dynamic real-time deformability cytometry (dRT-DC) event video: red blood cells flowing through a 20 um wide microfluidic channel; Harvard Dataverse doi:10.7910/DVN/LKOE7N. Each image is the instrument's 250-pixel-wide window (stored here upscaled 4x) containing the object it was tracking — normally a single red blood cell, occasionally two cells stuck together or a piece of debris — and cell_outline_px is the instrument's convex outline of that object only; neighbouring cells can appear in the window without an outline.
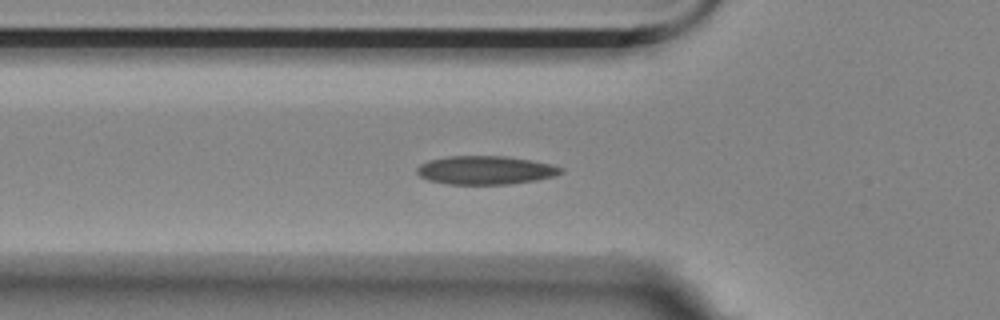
{"species": "Egyptian fruit bat (a non-hibernating species)", "species_latin": "Rousettus aegyptiacus", "temperature_condition": "room temperature", "stored_images_in_passage": 45, "camera_frame_rate_fps": 3000, "um_per_image_px": 0.085, "animal": {"sex": "female"}, "frame": {"image": 1, "passage_image": 10, "time_ms": 3.0, "image_size_px": [1000, 320], "cell_outline_px": [[564, 172], [556, 176], [536, 180], [508, 184], [448, 184], [428, 180], [420, 176], [416, 172], [416, 168], [420, 164], [428, 160], [448, 156], [504, 156], [532, 160], [564, 168]], "centroid_in_image_um": [41.26, 14.46], "position_along_channel_um": 84.5, "area_um2": 23.99}}
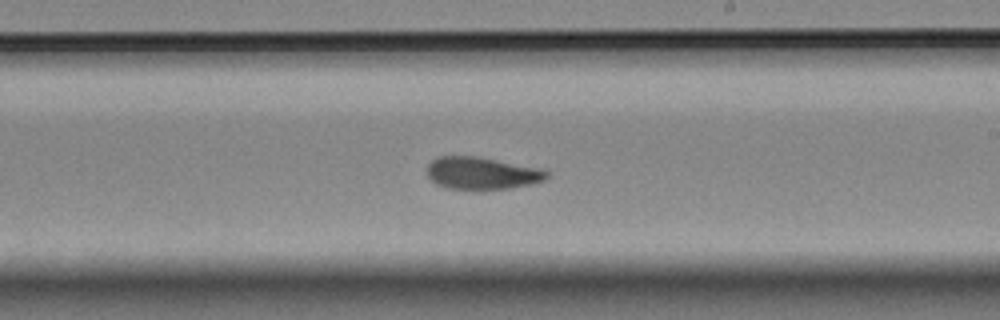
{"frame": {"image": 2, "passage_image": 24, "time_ms": 7.667, "image_size_px": [1000, 320], "cell_outline_px": [[552, 172], [544, 180], [532, 184], [508, 188], [448, 188], [436, 184], [428, 176], [428, 164], [436, 156], [480, 156], [544, 168]], "centroid_in_image_um": [41.03, 14.68], "position_along_channel_um": 248.0, "area_um2": 22.66}}
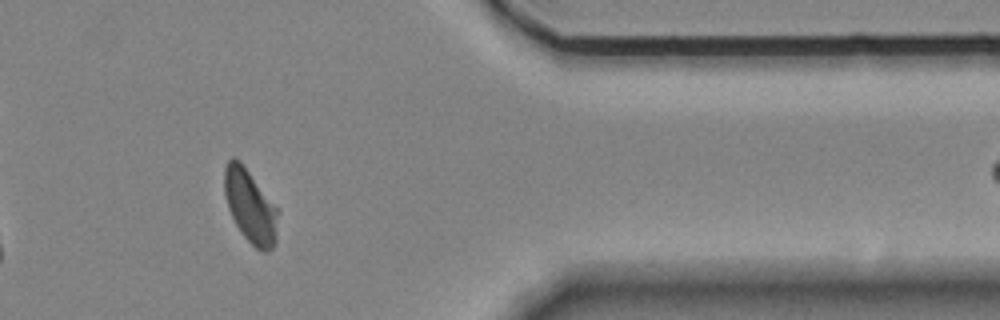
{"frame": {"image": 3, "passage_image": 38, "time_ms": 12.333, "image_size_px": [1000, 320], "cell_outline_px": [[276, 240], [272, 248], [264, 252], [256, 248], [244, 236], [236, 224], [228, 208], [224, 192], [224, 168], [228, 160], [232, 156], [240, 160], [276, 208]], "centroid_in_image_um": [21.22, 17.5], "position_along_channel_um": 390.2, "area_um2": 22.2}, "authors_computed_cell_mechanics": {"area_um2": 22.831, "velocity_mm_per_s": 3.4943, "shape_relaxation_time_tau1_ms": 8.4142, "shape_relaxation_time_tau2_ms": 2.9028, "deformation_change_tau1": 0.1868, "deformation_change_tau2": 0.0672}}